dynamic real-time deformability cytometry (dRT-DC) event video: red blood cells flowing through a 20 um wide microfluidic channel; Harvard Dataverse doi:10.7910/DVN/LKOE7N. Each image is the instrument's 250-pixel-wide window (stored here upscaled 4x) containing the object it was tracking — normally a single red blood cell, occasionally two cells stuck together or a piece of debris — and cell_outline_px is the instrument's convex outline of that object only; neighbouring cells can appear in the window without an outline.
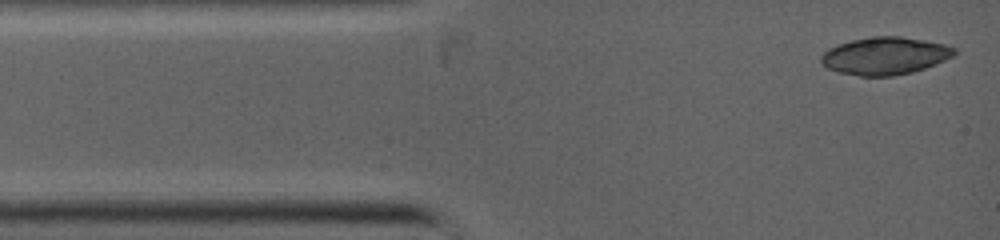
{"species": "common noctule bat (a hibernating species)", "species_latin": "Nyctalus noctula", "temperature_condition": "warm", "stored_images_in_passage": 7, "camera_frame_rate_fps": 5000, "um_per_image_px": 0.085, "animal": {"sex": "female", "body_mass_g": 19.0, "forearm_length_mm": 53.3}, "frame": {"image": 1, "passage_image": 1, "time_ms": 0.0, "image_size_px": [1000, 240], "cell_outline_px": [[956, 52], [952, 56], [936, 64], [912, 72], [892, 76], [860, 76], [840, 72], [828, 68], [820, 60], [820, 56], [828, 48], [852, 40], [872, 36], [900, 36], [924, 40], [944, 44], [956, 48]], "centroid_in_image_um": [75.23, 4.74], "position_along_channel_um": 9.8, "area_um2": 28.96}}